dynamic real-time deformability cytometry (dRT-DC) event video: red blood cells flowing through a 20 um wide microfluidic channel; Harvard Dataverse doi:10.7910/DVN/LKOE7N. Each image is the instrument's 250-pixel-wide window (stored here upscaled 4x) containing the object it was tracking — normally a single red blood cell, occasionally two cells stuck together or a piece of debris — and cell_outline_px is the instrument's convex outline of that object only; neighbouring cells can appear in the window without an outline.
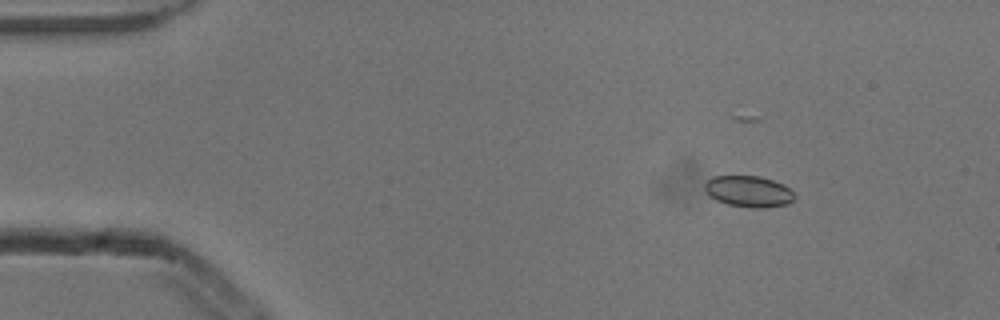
{"species": "common noctule bat (a hibernating species)", "species_latin": "Nyctalus noctula", "temperature_condition": "cold", "stored_images_in_passage": 6, "camera_frame_rate_fps": 3000, "um_per_image_px": 0.085, "animal": {"sex": "male", "body_mass_g": 13.3}, "frame": {"image": 1, "passage_image": 2, "time_ms": 0.333, "image_size_px": [1000, 320], "cell_outline_px": [[796, 196], [788, 204], [764, 208], [752, 208], [728, 204], [716, 200], [708, 196], [704, 188], [704, 184], [712, 176], [760, 176], [784, 184]], "centroid_in_image_um": [63.62, 16.27], "position_along_channel_um": 21.4, "area_um2": 16.42}}
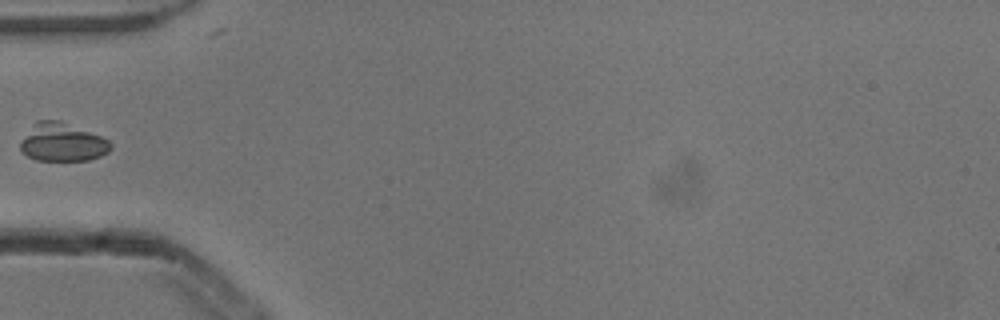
{"frame": {"image": 2, "passage_image": 5, "time_ms": 1.333, "image_size_px": [1000, 320], "cell_outline_px": [[112, 148], [108, 152], [100, 156], [88, 160], [36, 160], [28, 156], [20, 148], [20, 140], [36, 120], [60, 120], [100, 136], [108, 140], [112, 144]], "centroid_in_image_um": [5.29, 12.08], "position_along_channel_um": 79.7, "area_um2": 20.06}}
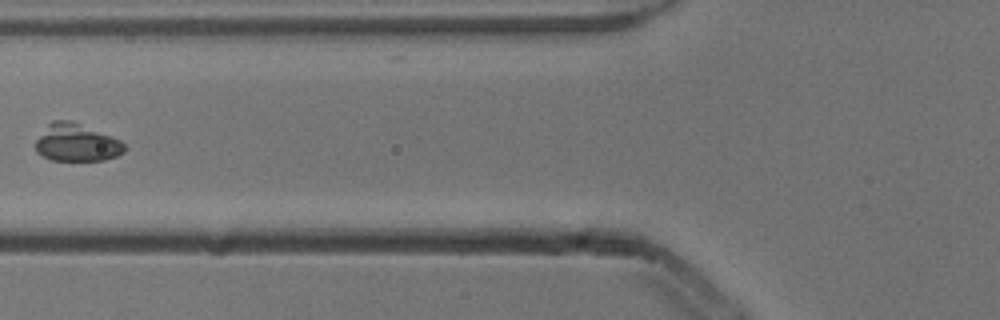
{"frame": {"image": 3, "passage_image": 6, "time_ms": 1.667, "image_size_px": [1000, 320], "cell_outline_px": [[124, 152], [116, 156], [104, 160], [52, 160], [36, 152], [36, 140], [48, 124], [52, 120], [72, 120], [112, 136], [120, 140], [124, 144]], "centroid_in_image_um": [6.51, 12.11], "position_along_channel_um": 119.3, "area_um2": 19.36}}